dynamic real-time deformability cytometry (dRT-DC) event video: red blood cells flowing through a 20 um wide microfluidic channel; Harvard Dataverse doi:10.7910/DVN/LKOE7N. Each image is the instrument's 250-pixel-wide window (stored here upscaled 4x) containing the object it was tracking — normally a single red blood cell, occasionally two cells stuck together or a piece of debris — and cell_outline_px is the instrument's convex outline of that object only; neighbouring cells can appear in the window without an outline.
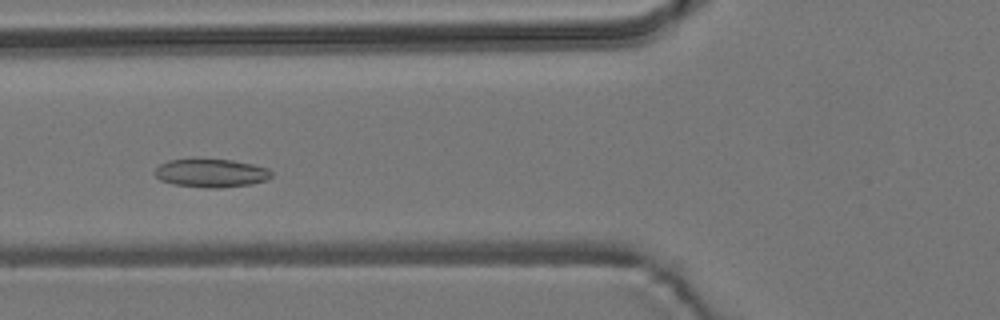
{"species": "common noctule bat (a hibernating species)", "species_latin": "Nyctalus noctula", "temperature_condition": "room temperature", "stored_images_in_passage": 6, "camera_frame_rate_fps": 3000, "um_per_image_px": 0.085, "animal": {"sex": "male", "body_mass_g": 19.2, "forearm_length_mm": 51.8}, "frame": {"image": 1, "passage_image": 5, "time_ms": 1.333, "image_size_px": [1000, 320], "cell_outline_px": [[272, 176], [264, 180], [252, 184], [220, 188], [204, 188], [176, 184], [160, 180], [152, 172], [160, 164], [168, 160], [192, 156], [232, 160], [252, 164], [268, 168], [272, 172]], "centroid_in_image_um": [17.89, 14.67], "position_along_channel_um": 107.9, "area_um2": 20.0}}
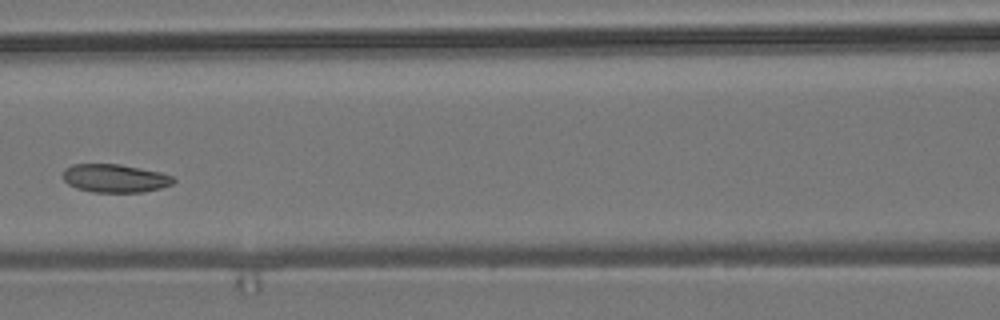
{"frame": {"image": 2, "passage_image": 6, "time_ms": 1.667, "image_size_px": [1000, 320], "cell_outline_px": [[176, 180], [172, 184], [160, 188], [144, 192], [92, 192], [76, 188], [68, 184], [64, 180], [64, 168], [72, 164], [120, 164], [160, 172], [172, 176]], "centroid_in_image_um": [9.76, 15.15], "position_along_channel_um": 156.8, "area_um2": 18.21}}